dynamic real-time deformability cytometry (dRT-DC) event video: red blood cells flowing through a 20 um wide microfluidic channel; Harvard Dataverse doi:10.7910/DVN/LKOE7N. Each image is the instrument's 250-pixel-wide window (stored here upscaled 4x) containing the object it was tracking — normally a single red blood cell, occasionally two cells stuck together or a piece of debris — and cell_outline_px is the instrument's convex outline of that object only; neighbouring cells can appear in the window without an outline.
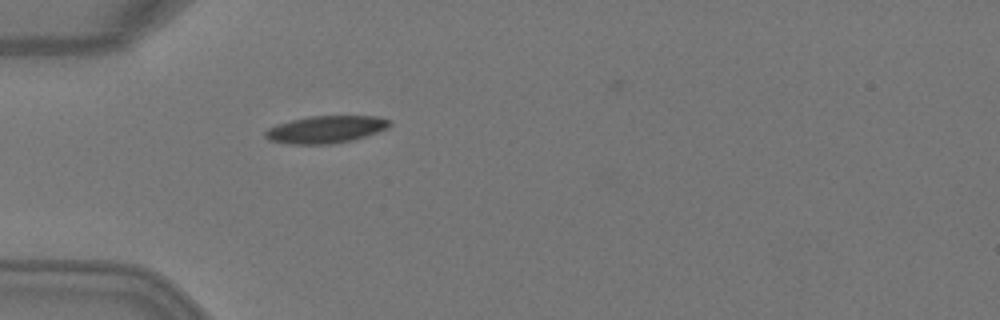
{"species": "Egyptian fruit bat (a non-hibernating species)", "species_latin": "Rousettus aegyptiacus", "temperature_condition": "warm", "stored_images_in_passage": 1, "camera_frame_rate_fps": 3000, "um_per_image_px": 0.085, "animal": {"sex": "female"}, "frame": {"image": 1, "passage_image": 1, "time_ms": 0.0, "image_size_px": [1000, 320], "cell_outline_px": [[392, 124], [388, 128], [352, 140], [332, 144], [288, 144], [268, 140], [264, 136], [264, 132], [268, 128], [276, 124], [308, 116], [376, 116], [392, 120]], "centroid_in_image_um": [27.68, 11.0], "position_along_channel_um": 57.3, "area_um2": 19.88}}